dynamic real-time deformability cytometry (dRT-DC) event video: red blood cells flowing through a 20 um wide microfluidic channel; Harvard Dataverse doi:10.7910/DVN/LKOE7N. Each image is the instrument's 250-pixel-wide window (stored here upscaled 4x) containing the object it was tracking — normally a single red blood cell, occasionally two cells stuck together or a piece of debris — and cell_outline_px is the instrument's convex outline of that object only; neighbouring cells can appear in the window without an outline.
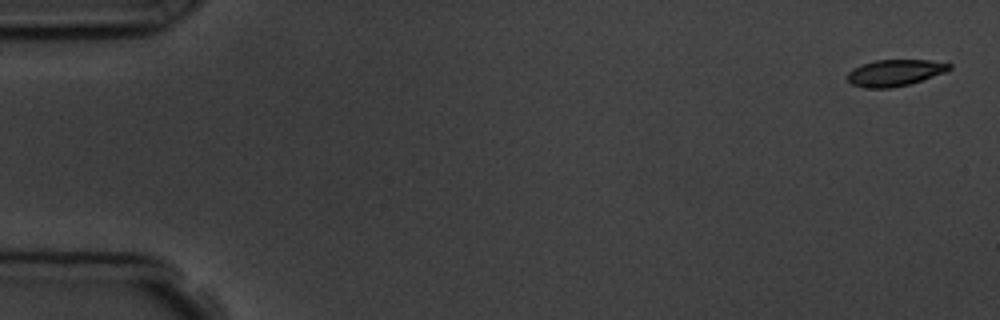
{"species": "common noctule bat (a hibernating species)", "species_latin": "Nyctalus noctula", "temperature_condition": "room temperature", "stored_images_in_passage": 5, "camera_frame_rate_fps": 3000, "um_per_image_px": 0.085, "animal": {"sex": "male", "body_mass_g": 19.5, "forearm_length_mm": 54.6}, "frame": {"image": 1, "passage_image": 1, "time_ms": 0.0, "image_size_px": [1000, 320], "cell_outline_px": [[952, 68], [944, 72], [908, 84], [892, 88], [864, 88], [852, 84], [848, 80], [848, 72], [852, 68], [860, 64], [876, 60], [928, 60], [952, 64]], "centroid_in_image_um": [76.02, 6.18], "position_along_channel_um": 9.0, "area_um2": 15.61}}
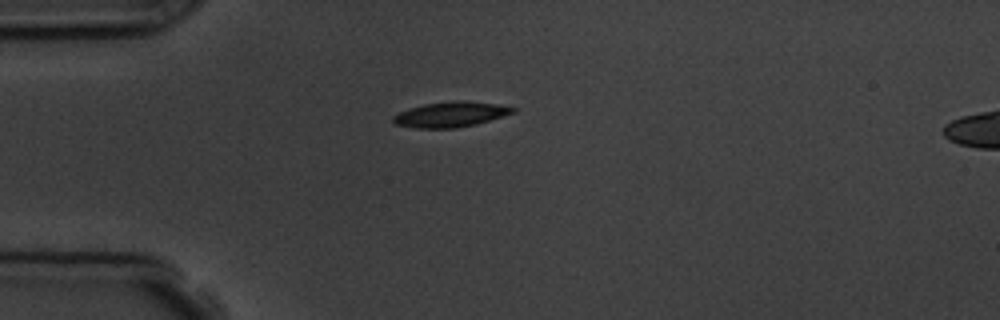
{"frame": {"image": 2, "passage_image": 5, "time_ms": 4.333, "image_size_px": [1000, 320], "cell_outline_px": [[516, 112], [476, 124], [456, 128], [416, 128], [396, 124], [392, 120], [392, 116], [408, 108], [424, 104], [456, 100], [464, 100], [496, 104], [516, 108]], "centroid_in_image_um": [38.3, 9.72], "position_along_channel_um": 46.7, "area_um2": 17.57}}